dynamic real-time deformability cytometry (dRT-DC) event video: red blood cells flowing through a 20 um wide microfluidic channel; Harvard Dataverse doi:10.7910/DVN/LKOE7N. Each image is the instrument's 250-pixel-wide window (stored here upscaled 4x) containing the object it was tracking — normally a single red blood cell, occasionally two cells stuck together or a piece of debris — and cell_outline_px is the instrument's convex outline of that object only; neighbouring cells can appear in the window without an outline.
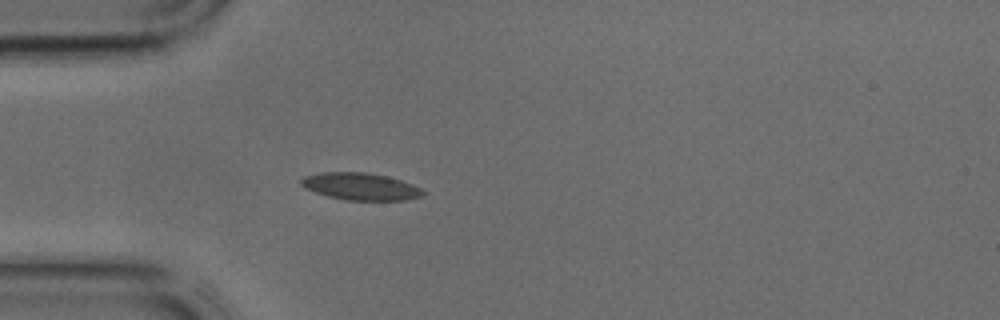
{"species": "common noctule bat (a hibernating species)", "species_latin": "Nyctalus noctula", "temperature_condition": "cold", "stored_images_in_passage": 33, "camera_frame_rate_fps": 3000, "um_per_image_px": 0.085, "animal": {"sex": "male", "body_mass_g": 17.9, "forearm_length_mm": 54.2}, "frame": {"image": 1, "passage_image": 1, "time_ms": 0.0, "image_size_px": [1000, 320], "cell_outline_px": [[424, 196], [404, 200], [344, 200], [328, 196], [304, 188], [300, 184], [300, 180], [304, 176], [320, 172], [364, 172], [388, 176], [412, 184], [420, 188], [424, 192]], "centroid_in_image_um": [30.63, 15.85], "position_along_channel_um": 54.4, "area_um2": 19.31}}